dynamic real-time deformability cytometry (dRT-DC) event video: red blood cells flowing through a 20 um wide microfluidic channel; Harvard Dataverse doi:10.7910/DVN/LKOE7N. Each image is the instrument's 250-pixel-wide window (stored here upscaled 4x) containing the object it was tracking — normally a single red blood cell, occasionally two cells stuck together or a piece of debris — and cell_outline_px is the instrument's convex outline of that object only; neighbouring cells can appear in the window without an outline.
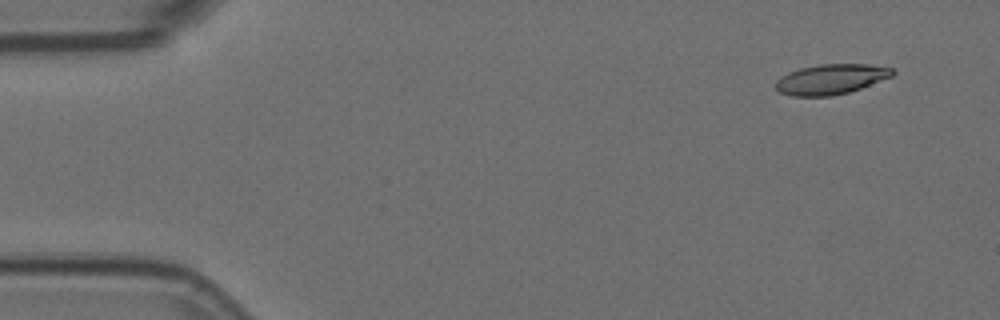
{"species": "Egyptian fruit bat (a non-hibernating species)", "species_latin": "Rousettus aegyptiacus", "temperature_condition": "room temperature", "stored_images_in_passage": 10, "camera_frame_rate_fps": 3000, "um_per_image_px": 0.085, "animal": {"sex": "female"}, "frame": {"image": 1, "passage_image": 1, "time_ms": 0.0, "image_size_px": [1000, 320], "cell_outline_px": [[896, 72], [892, 76], [860, 88], [848, 92], [828, 96], [792, 96], [780, 92], [776, 88], [776, 80], [780, 76], [788, 72], [800, 68], [820, 64], [868, 64], [892, 68]], "centroid_in_image_um": [70.61, 6.72], "position_along_channel_um": 14.4, "area_um2": 20.4}}
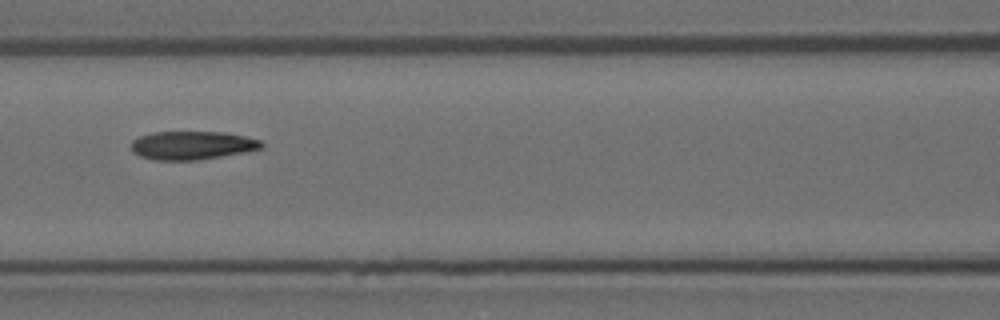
{"frame": {"image": 2, "passage_image": 6, "time_ms": 1.667, "image_size_px": [1000, 320], "cell_outline_px": [[264, 148], [244, 152], [196, 160], [152, 160], [140, 156], [132, 152], [132, 140], [140, 136], [152, 132], [224, 132], [244, 136], [260, 140], [264, 144]], "centroid_in_image_um": [16.32, 12.35], "position_along_channel_um": 150.3, "area_um2": 21.56}}
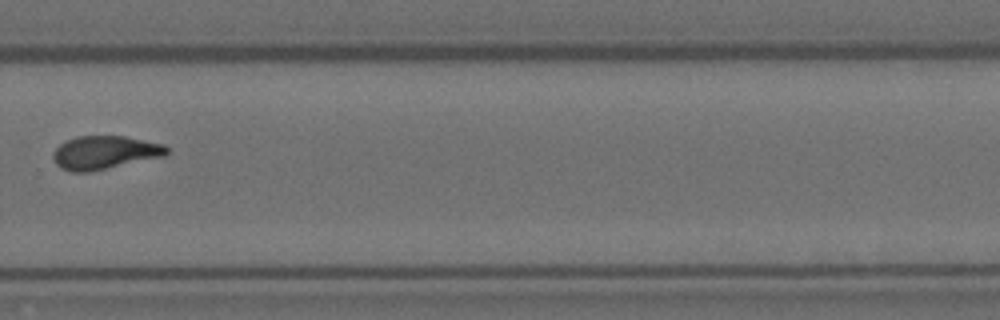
{"frame": {"image": 3, "passage_image": 10, "time_ms": 3.0, "image_size_px": [1000, 320], "cell_outline_px": [[168, 152], [164, 156], [92, 172], [72, 172], [60, 168], [52, 160], [52, 152], [60, 144], [76, 136], [124, 136], [164, 144], [168, 148]], "centroid_in_image_um": [8.87, 12.98], "position_along_channel_um": 320.9, "area_um2": 22.25}}